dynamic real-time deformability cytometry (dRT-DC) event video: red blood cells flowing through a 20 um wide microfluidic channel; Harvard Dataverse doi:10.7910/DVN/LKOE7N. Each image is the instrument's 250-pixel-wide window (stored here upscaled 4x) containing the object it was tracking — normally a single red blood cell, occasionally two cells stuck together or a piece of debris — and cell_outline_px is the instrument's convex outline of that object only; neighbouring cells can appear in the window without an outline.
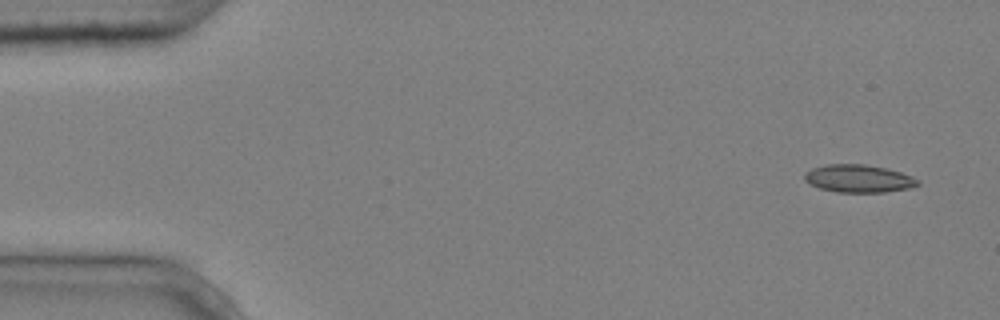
{"species": "common noctule bat (a hibernating species)", "species_latin": "Nyctalus noctula", "temperature_condition": "cold", "stored_images_in_passage": 7, "camera_frame_rate_fps": 3000, "um_per_image_px": 0.085, "animal": {"sex": "male", "body_mass_g": 20.4}, "frame": {"image": 1, "passage_image": 1, "time_ms": 0.0, "image_size_px": [1000, 320], "cell_outline_px": [[920, 184], [912, 188], [884, 192], [836, 192], [820, 188], [804, 180], [804, 172], [812, 168], [824, 164], [864, 164], [888, 168], [912, 176], [920, 180]], "centroid_in_image_um": [73.0, 15.17], "position_along_channel_um": 12.0, "area_um2": 18.5}}
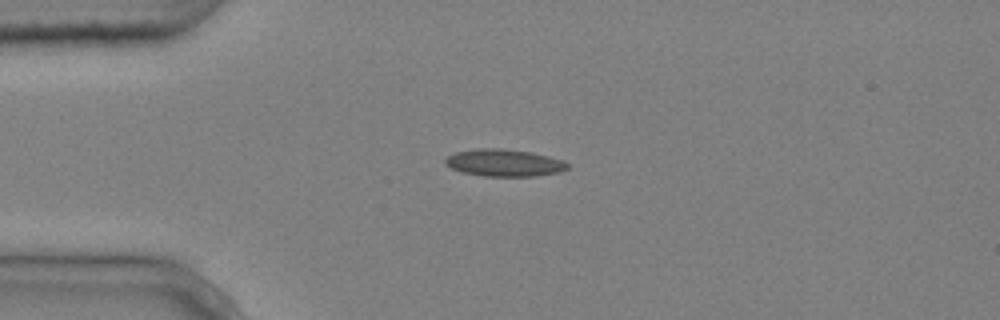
{"frame": {"image": 2, "passage_image": 4, "time_ms": 1.0, "image_size_px": [1000, 320], "cell_outline_px": [[568, 168], [560, 172], [536, 176], [484, 176], [460, 172], [444, 164], [444, 160], [448, 156], [456, 152], [476, 148], [500, 148], [532, 152], [564, 160], [568, 164]], "centroid_in_image_um": [42.85, 13.84], "position_along_channel_um": 42.2, "area_um2": 19.48}}